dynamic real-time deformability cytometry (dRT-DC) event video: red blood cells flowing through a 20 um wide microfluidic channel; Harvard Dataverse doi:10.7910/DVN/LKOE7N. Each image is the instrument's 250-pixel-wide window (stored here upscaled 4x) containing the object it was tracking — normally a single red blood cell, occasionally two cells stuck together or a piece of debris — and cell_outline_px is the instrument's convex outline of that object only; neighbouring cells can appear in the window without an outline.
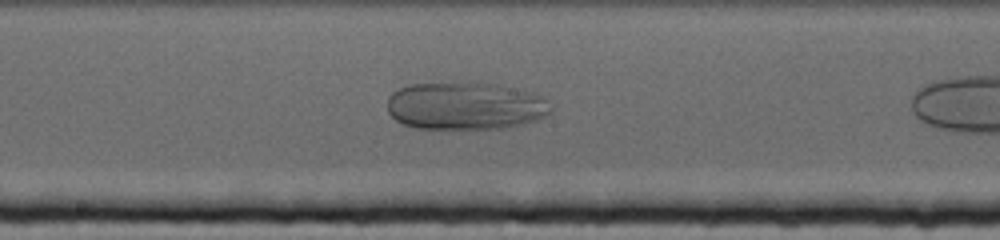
{"species": "human", "species_latin": "Homo sapiens", "temperature_condition": "cold", "stored_images_in_passage": 45, "camera_frame_rate_fps": 3000, "um_per_image_px": 0.085, "donor": {"sex": "female"}, "frame": {"image": 1, "passage_image": 26, "time_ms": 8.333, "image_size_px": [1000, 240], "cell_outline_px": [[552, 112], [548, 116], [536, 120], [504, 128], [416, 128], [404, 124], [396, 120], [388, 112], [388, 96], [392, 92], [408, 84], [452, 80], [468, 80], [496, 84], [532, 92], [540, 96], [552, 108]], "centroid_in_image_um": [39.52, 8.95], "position_along_channel_um": 208.7, "area_um2": 46.3}}